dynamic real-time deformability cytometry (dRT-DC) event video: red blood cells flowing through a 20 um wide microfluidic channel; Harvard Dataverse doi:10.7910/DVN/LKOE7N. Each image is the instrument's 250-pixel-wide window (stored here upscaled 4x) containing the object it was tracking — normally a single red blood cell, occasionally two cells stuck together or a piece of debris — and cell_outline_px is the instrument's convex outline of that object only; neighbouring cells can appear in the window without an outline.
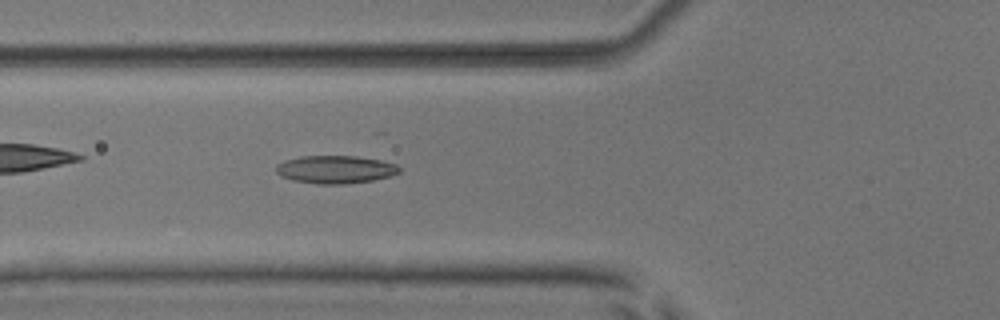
{"species": "common noctule bat (a hibernating species)", "species_latin": "Nyctalus noctula", "temperature_condition": "room temperature", "stored_images_in_passage": 5, "camera_frame_rate_fps": 3000, "um_per_image_px": 0.085, "animal": {"sex": "male", "body_mass_g": 17.9, "forearm_length_mm": 54.2}, "frame": {"image": 1, "passage_image": 5, "time_ms": 4.667, "image_size_px": [1000, 320], "cell_outline_px": [[400, 172], [392, 176], [372, 180], [344, 184], [316, 184], [292, 180], [280, 176], [276, 172], [276, 164], [284, 160], [300, 156], [356, 156], [380, 160], [396, 164], [400, 168]], "centroid_in_image_um": [28.49, 14.4], "position_along_channel_um": 97.3, "area_um2": 20.17}}